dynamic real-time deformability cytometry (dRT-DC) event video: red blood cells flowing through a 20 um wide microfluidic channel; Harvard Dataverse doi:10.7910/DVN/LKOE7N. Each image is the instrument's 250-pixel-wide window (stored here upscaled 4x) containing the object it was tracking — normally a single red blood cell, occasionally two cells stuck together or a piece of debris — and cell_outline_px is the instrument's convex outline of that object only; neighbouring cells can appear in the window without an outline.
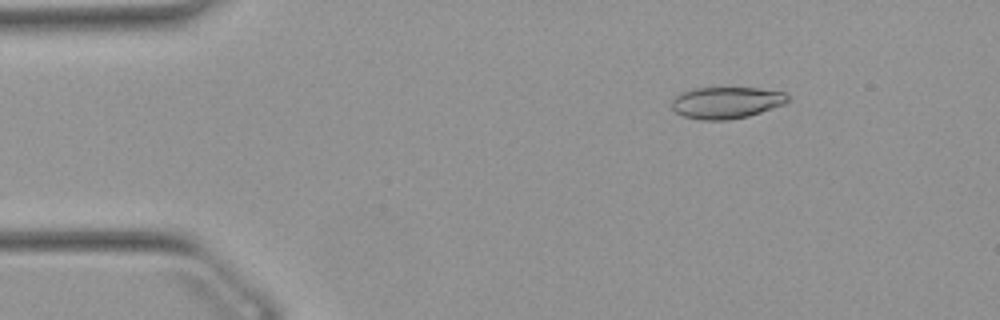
{"species": "Egyptian fruit bat (a non-hibernating species)", "species_latin": "Rousettus aegyptiacus", "temperature_condition": "warm", "stored_images_in_passage": 47, "camera_frame_rate_fps": 3000, "um_per_image_px": 0.085, "animal": {"sex": "female"}, "frame": {"image": 1, "passage_image": 2, "time_ms": 0.333, "image_size_px": [1000, 320], "cell_outline_px": [[788, 100], [784, 104], [748, 116], [728, 120], [700, 120], [684, 116], [676, 112], [672, 108], [672, 100], [680, 92], [692, 88], [760, 88], [784, 92], [788, 96]], "centroid_in_image_um": [61.71, 8.72], "position_along_channel_um": 23.3, "area_um2": 21.39}}
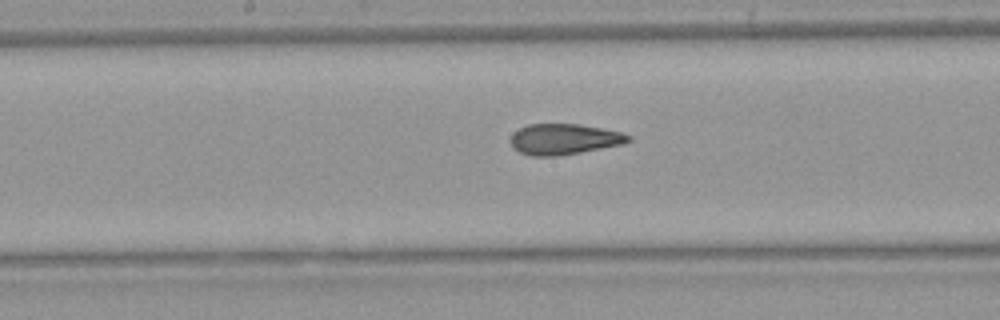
{"frame": {"image": 2, "passage_image": 21, "time_ms": 6.667, "image_size_px": [1000, 320], "cell_outline_px": [[632, 140], [624, 144], [580, 152], [556, 156], [532, 156], [520, 152], [512, 148], [512, 132], [528, 124], [580, 124], [620, 132], [632, 136]], "centroid_in_image_um": [47.95, 11.83], "position_along_channel_um": 200.2, "area_um2": 21.04}}
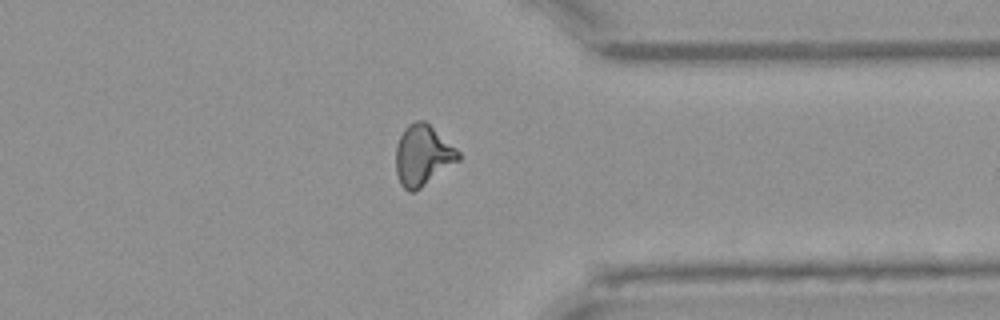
{"frame": {"image": 3, "passage_image": 35, "time_ms": 11.333, "image_size_px": [1000, 320], "cell_outline_px": [[460, 160], [420, 188], [412, 192], [408, 192], [400, 184], [396, 172], [396, 148], [400, 136], [404, 128], [408, 124], [416, 120], [424, 120], [456, 148], [460, 152]], "centroid_in_image_um": [35.92, 13.21], "position_along_channel_um": 375.5, "area_um2": 21.96}, "authors_computed_cell_mechanics": {"area_um2": 21.5016, "velocity_mm_per_s": 3.8939, "shape_relaxation_time_tau1_ms": null, "shape_relaxation_time_tau2_ms": 1.683, "deformation_change_tau1": null, "deformation_change_tau2": 0.0843}}